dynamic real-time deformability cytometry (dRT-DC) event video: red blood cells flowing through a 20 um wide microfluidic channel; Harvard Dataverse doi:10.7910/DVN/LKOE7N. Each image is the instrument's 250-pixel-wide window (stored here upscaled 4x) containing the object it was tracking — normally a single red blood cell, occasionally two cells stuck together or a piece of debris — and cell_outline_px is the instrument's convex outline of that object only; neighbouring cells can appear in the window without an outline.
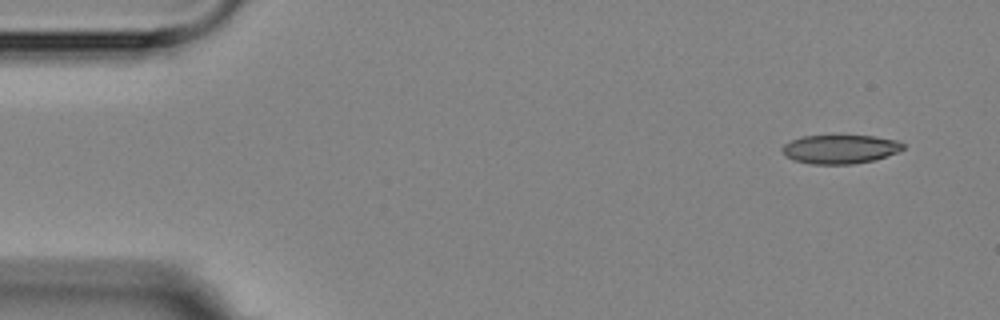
{"species": "Egyptian fruit bat (a non-hibernating species)", "species_latin": "Rousettus aegyptiacus", "temperature_condition": "room temperature", "stored_images_in_passage": 6, "camera_frame_rate_fps": 3000, "um_per_image_px": 0.085, "animal": {"sex": "female"}, "frame": {"image": 1, "passage_image": 1, "time_ms": 0.0, "image_size_px": [1000, 320], "cell_outline_px": [[904, 148], [896, 152], [876, 160], [852, 164], [812, 164], [792, 160], [784, 156], [780, 148], [784, 144], [792, 140], [804, 136], [876, 136], [896, 140], [904, 144]], "centroid_in_image_um": [71.38, 12.69], "position_along_channel_um": 13.6, "area_um2": 20.35}}
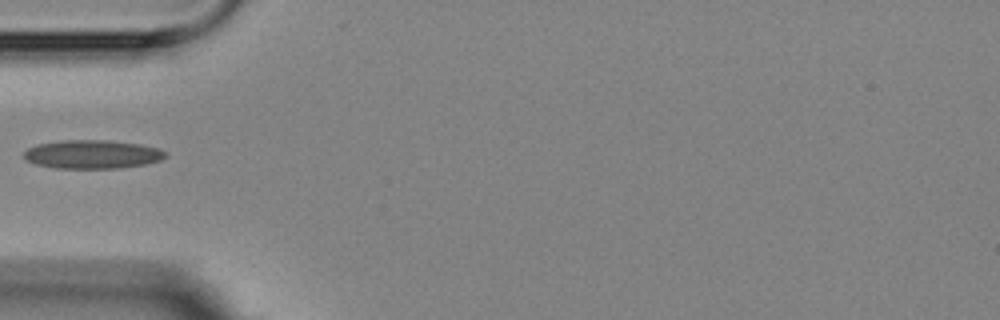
{"frame": {"image": 2, "passage_image": 5, "time_ms": 4.667, "image_size_px": [1000, 320], "cell_outline_px": [[168, 156], [160, 160], [144, 164], [116, 168], [52, 168], [36, 164], [24, 160], [24, 152], [28, 148], [36, 144], [60, 140], [108, 140], [140, 144], [160, 148], [168, 152]], "centroid_in_image_um": [7.84, 13.11], "position_along_channel_um": 77.2, "area_um2": 23.81}}
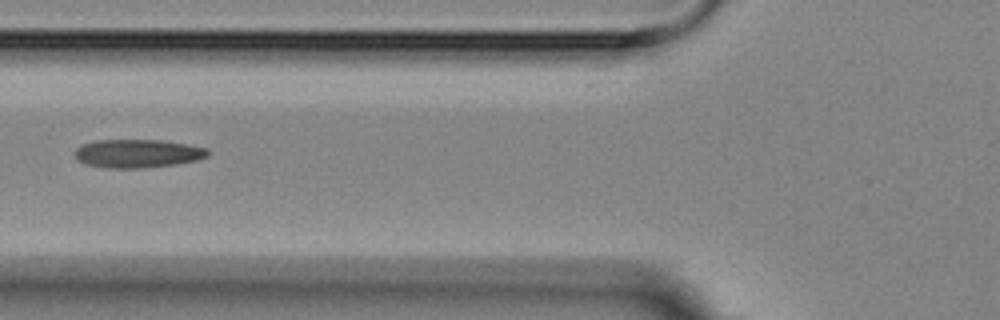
{"frame": {"image": 3, "passage_image": 6, "time_ms": 5.667, "image_size_px": [1000, 320], "cell_outline_px": [[208, 156], [196, 160], [176, 164], [144, 168], [104, 168], [84, 164], [76, 160], [72, 152], [76, 148], [84, 144], [96, 140], [160, 140], [208, 148]], "centroid_in_image_um": [11.63, 13.06], "position_along_channel_um": 114.2, "area_um2": 22.14}}